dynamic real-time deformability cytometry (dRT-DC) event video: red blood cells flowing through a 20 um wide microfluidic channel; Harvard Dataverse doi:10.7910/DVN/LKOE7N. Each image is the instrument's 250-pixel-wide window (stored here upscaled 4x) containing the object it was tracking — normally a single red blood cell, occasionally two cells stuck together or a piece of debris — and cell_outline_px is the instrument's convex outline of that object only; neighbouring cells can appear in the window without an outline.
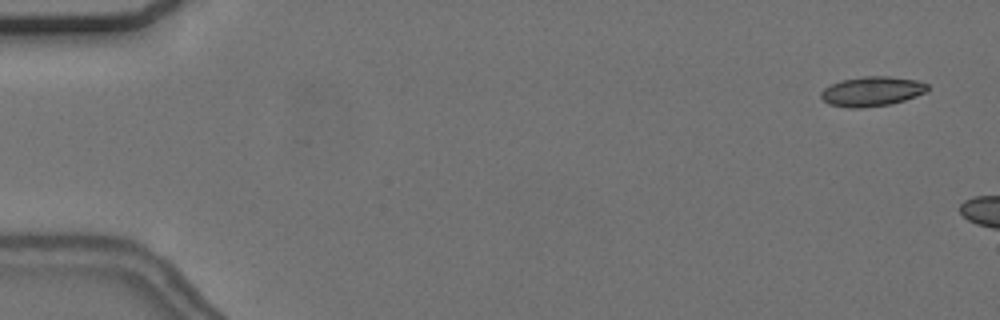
{"species": "common noctule bat (a hibernating species)", "species_latin": "Nyctalus noctula", "temperature_condition": "cold", "stored_images_in_passage": 7, "camera_frame_rate_fps": 3000, "um_per_image_px": 0.085, "animal": {"sex": "female", "body_mass_g": 24.6, "forearm_length_mm": 56.2}, "frame": {"image": 1, "passage_image": 3, "time_ms": 0.667, "image_size_px": [1000, 320], "cell_outline_px": [[928, 88], [924, 92], [916, 96], [892, 104], [860, 108], [848, 108], [828, 104], [820, 96], [820, 92], [824, 88], [840, 80], [864, 76], [888, 76], [916, 80], [928, 84]], "centroid_in_image_um": [74.08, 7.77], "position_along_channel_um": 10.9, "area_um2": 18.44}}